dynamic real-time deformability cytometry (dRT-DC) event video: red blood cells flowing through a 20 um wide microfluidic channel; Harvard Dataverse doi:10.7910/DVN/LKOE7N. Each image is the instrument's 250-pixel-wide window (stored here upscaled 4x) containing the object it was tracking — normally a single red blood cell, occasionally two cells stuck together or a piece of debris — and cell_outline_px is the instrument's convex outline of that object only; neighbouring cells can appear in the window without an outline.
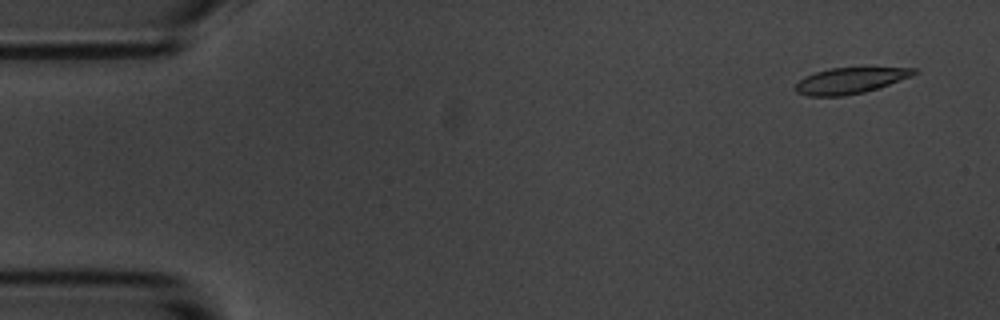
{"species": "common noctule bat (a hibernating species)", "species_latin": "Nyctalus noctula", "temperature_condition": "room temperature", "stored_images_in_passage": 16, "camera_frame_rate_fps": 3000, "um_per_image_px": 0.085, "animal": {"sex": "male", "body_mass_g": 20.1, "forearm_length_mm": 53.5}, "frame": {"image": 1, "passage_image": 3, "time_ms": 0.667, "image_size_px": [1000, 320], "cell_outline_px": [[920, 72], [912, 76], [880, 88], [864, 92], [844, 96], [808, 96], [796, 92], [792, 88], [804, 76], [816, 72], [832, 68], [916, 68]], "centroid_in_image_um": [72.27, 6.86], "position_along_channel_um": 12.7, "area_um2": 18.03}}
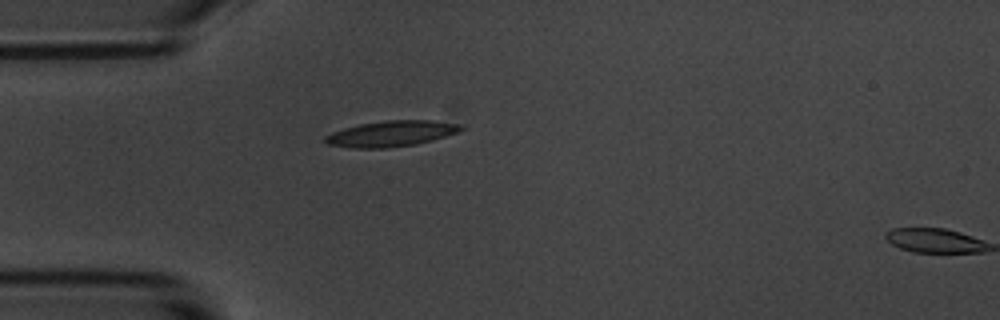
{"frame": {"image": 2, "passage_image": 15, "time_ms": 4.667, "image_size_px": [1000, 320], "cell_outline_px": [[464, 128], [456, 132], [432, 140], [416, 144], [384, 148], [352, 148], [328, 144], [324, 140], [324, 136], [332, 132], [344, 128], [360, 124], [384, 120], [432, 120], [460, 124]], "centroid_in_image_um": [33.22, 11.35], "position_along_channel_um": 51.8, "area_um2": 20.23}}